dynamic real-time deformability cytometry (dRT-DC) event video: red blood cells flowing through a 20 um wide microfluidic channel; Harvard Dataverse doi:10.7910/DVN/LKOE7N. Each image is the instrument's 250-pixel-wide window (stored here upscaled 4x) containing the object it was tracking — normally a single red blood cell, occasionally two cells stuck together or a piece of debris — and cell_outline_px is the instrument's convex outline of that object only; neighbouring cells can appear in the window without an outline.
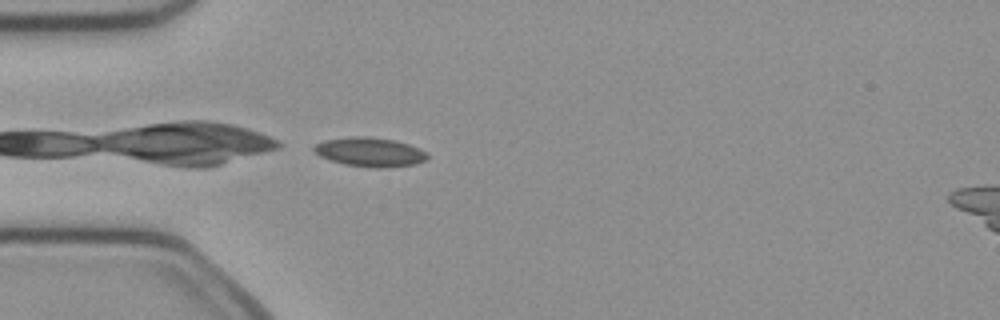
{"species": "common noctule bat (a hibernating species)", "species_latin": "Nyctalus noctula", "temperature_condition": "cold", "stored_images_in_passage": 37, "camera_frame_rate_fps": 3000, "um_per_image_px": 0.085, "animal": {"sex": "female", "body_mass_g": 21.9}, "frame": {"image": 1, "passage_image": 1, "time_ms": 0.0, "image_size_px": [1000, 320], "cell_outline_px": [[428, 160], [416, 164], [384, 168], [376, 168], [344, 164], [320, 156], [312, 148], [316, 144], [324, 140], [356, 136], [368, 136], [392, 140], [408, 144], [420, 148], [428, 152]], "centroid_in_image_um": [31.5, 12.93], "position_along_channel_um": 53.5, "area_um2": 19.25}}
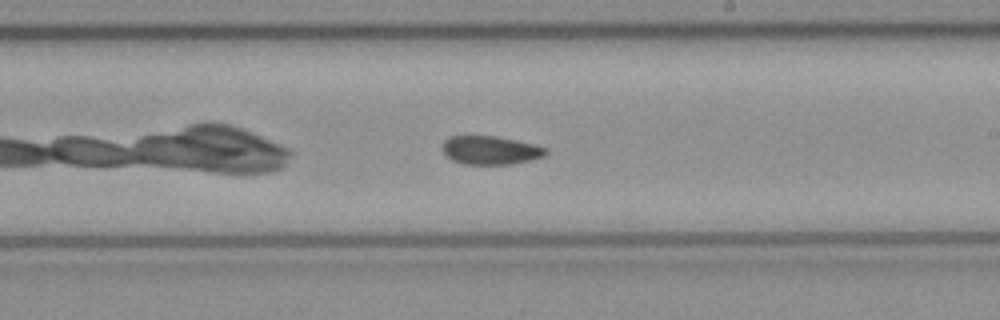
{"frame": {"image": 2, "passage_image": 16, "time_ms": 5.0, "image_size_px": [1000, 320], "cell_outline_px": [[548, 152], [544, 156], [512, 164], [464, 164], [452, 160], [444, 152], [444, 140], [448, 136], [496, 136], [536, 144], [548, 148]], "centroid_in_image_um": [41.72, 12.76], "position_along_channel_um": 247.3, "area_um2": 17.11}}
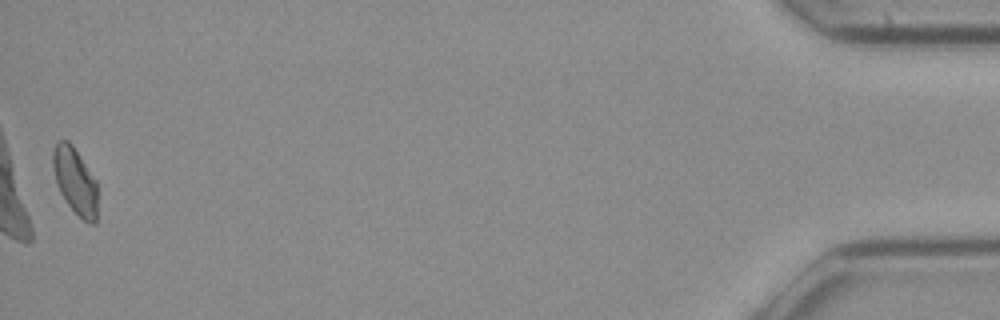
{"frame": {"image": 3, "passage_image": 37, "time_ms": 12.0, "image_size_px": [1000, 320], "cell_outline_px": [[96, 224], [88, 224], [68, 204], [60, 192], [56, 184], [52, 164], [52, 152], [56, 140], [68, 140], [72, 144], [96, 180]], "centroid_in_image_um": [6.36, 15.34], "position_along_channel_um": 428.8, "area_um2": 17.22}, "authors_computed_cell_mechanics": {"area_um2": 17.5134, "velocity_mm_per_s": 4.0117, "shape_relaxation_time_tau1_ms": null, "shape_relaxation_time_tau2_ms": 2.9221, "deformation_change_tau1": null, "deformation_change_tau2": 0.0702}}